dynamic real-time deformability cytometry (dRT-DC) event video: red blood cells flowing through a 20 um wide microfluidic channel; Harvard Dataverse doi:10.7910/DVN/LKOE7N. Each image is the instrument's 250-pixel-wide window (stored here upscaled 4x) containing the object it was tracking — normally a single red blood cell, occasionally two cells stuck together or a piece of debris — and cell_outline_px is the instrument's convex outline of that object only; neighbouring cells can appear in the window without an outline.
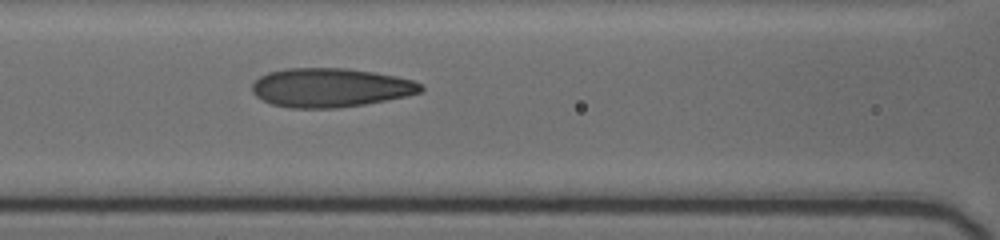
{"species": "human", "species_latin": "Homo sapiens", "temperature_condition": "cold", "stored_images_in_passage": 8, "segment_of_instrument_passage": [1, 2], "camera_frame_rate_fps": 3000, "um_per_image_px": 0.085, "donor": {"sex": "female"}, "frame": {"image": 1, "passage_image": 7, "time_ms": 6.333, "image_size_px": [1000, 240], "cell_outline_px": [[424, 88], [420, 92], [404, 96], [364, 104], [336, 108], [292, 108], [272, 104], [256, 96], [252, 92], [252, 84], [260, 76], [268, 72], [284, 68], [344, 68], [372, 72], [396, 76], [412, 80], [420, 84]], "centroid_in_image_um": [28.04, 7.44], "position_along_channel_um": 138.6, "area_um2": 38.03}}